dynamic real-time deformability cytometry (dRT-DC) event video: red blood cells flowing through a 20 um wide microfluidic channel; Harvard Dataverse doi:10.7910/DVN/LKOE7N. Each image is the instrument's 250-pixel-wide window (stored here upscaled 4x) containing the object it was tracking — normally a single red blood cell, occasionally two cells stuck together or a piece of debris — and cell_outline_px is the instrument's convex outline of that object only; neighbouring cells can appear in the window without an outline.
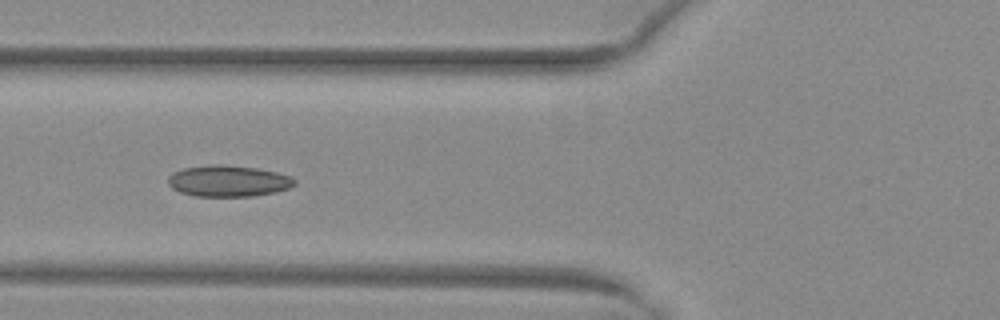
{"species": "common noctule bat (a hibernating species)", "species_latin": "Nyctalus noctula", "temperature_condition": "warm", "stored_images_in_passage": 30, "camera_frame_rate_fps": 3000, "um_per_image_px": 0.085, "animal": {"sex": "female", "body_mass_g": 29.2, "forearm_length_mm": 56.3}, "frame": {"image": 1, "passage_image": 5, "time_ms": 1.333, "image_size_px": [1000, 320], "cell_outline_px": [[296, 184], [288, 188], [276, 192], [252, 196], [196, 196], [180, 192], [172, 188], [168, 184], [168, 176], [172, 172], [184, 168], [212, 164], [220, 164], [256, 168], [276, 172], [288, 176], [296, 180]], "centroid_in_image_um": [19.38, 15.38], "position_along_channel_um": 106.4, "area_um2": 23.0}, "authors_computed_cell_mechanics": {"area_um2": 22.0218, "velocity_mm_per_s": 4.0293, "shape_relaxation_time_tau1_ms": null, "shape_relaxation_time_tau2_ms": 2.154, "deformation_change_tau1": null, "deformation_change_tau2": 0.074}}